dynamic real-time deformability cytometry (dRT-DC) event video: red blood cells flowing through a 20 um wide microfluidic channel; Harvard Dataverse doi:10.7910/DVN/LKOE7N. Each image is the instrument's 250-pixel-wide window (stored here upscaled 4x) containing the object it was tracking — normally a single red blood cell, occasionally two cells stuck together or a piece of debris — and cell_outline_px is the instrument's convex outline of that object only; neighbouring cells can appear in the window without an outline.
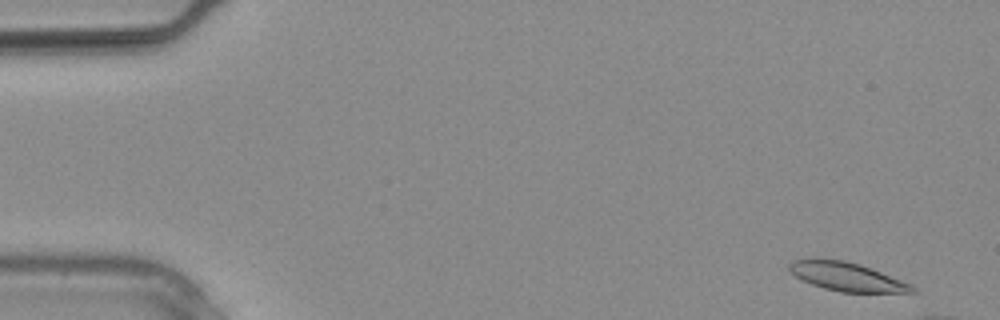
{"species": "common noctule bat (a hibernating species)", "species_latin": "Nyctalus noctula", "temperature_condition": "warm", "stored_images_in_passage": 8, "camera_frame_rate_fps": 3000, "um_per_image_px": 0.085, "animal": {"sex": "male", "body_mass_g": 20.4}, "frame": {"image": 1, "passage_image": 2, "time_ms": 0.333, "image_size_px": [1000, 320], "cell_outline_px": [[920, 292], [840, 292], [824, 288], [812, 284], [796, 276], [788, 268], [788, 264], [792, 260], [808, 256], [820, 256], [844, 260], [860, 264], [912, 284]], "centroid_in_image_um": [71.92, 23.47], "position_along_channel_um": 13.1, "area_um2": 20.98}}